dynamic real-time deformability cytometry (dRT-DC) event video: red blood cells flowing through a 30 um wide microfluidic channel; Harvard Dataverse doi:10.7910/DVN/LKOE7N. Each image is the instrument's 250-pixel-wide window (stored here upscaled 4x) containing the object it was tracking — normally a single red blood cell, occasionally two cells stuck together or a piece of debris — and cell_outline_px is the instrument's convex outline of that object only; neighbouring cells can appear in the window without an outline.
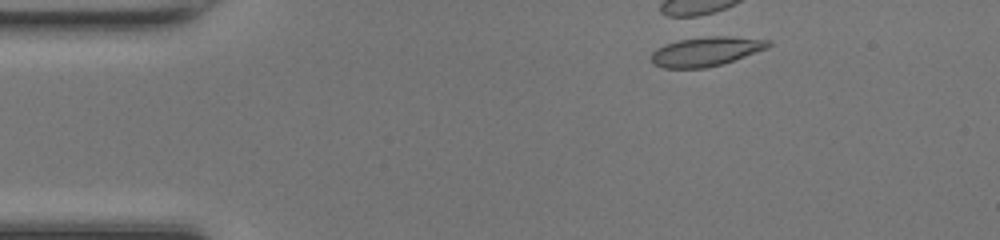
{"species": "common noctule bat (a hibernating species)", "species_latin": "Nyctalus noctula", "temperature_condition": "room temperature", "stored_images_in_passage": 5, "camera_frame_rate_fps": 3000, "um_per_image_px": 0.085, "animal": {"sex": "female", "body_mass_g": 17.0, "forearm_length_mm": 48.0}, "frame": {"image": 1, "passage_image": 5, "time_ms": 1.333, "image_size_px": [1000, 240], "cell_outline_px": [[772, 44], [768, 48], [720, 64], [704, 68], [664, 68], [652, 64], [652, 52], [656, 48], [664, 44], [676, 40], [712, 36], [728, 36], [772, 40]], "centroid_in_image_um": [59.99, 4.36], "position_along_channel_um": 25.0, "area_um2": 19.88}}